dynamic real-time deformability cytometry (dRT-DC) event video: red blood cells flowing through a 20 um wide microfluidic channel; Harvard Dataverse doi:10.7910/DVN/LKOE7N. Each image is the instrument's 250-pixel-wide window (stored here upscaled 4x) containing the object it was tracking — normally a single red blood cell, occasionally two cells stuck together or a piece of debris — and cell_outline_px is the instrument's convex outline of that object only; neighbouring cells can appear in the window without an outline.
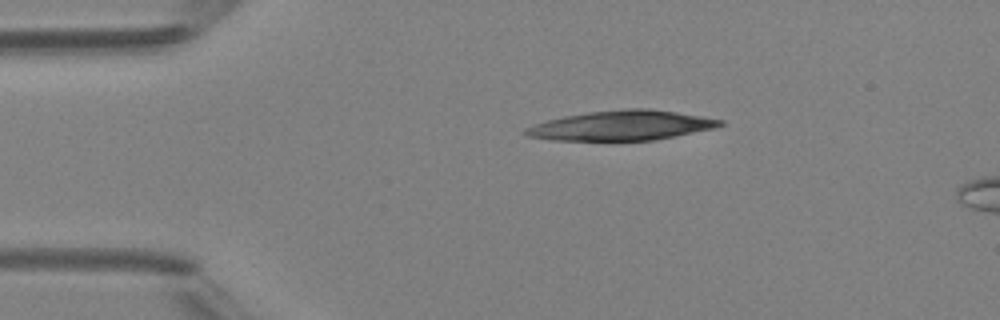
{"species": "Egyptian fruit bat (a non-hibernating species)", "species_latin": "Rousettus aegyptiacus", "temperature_condition": "room temperature", "stored_images_in_passage": 3, "camera_frame_rate_fps": 3000, "um_per_image_px": 0.085, "animal": {"sex": "female"}, "frame": {"image": 1, "passage_image": 1, "time_ms": 0.0, "image_size_px": [1000, 320], "cell_outline_px": [[724, 124], [716, 128], [656, 140], [552, 140], [528, 136], [520, 132], [524, 128], [544, 120], [564, 116], [588, 112], [624, 108], [648, 108], [676, 112], [724, 120]], "centroid_in_image_um": [52.81, 10.66], "position_along_channel_um": 32.2, "area_um2": 33.93}}